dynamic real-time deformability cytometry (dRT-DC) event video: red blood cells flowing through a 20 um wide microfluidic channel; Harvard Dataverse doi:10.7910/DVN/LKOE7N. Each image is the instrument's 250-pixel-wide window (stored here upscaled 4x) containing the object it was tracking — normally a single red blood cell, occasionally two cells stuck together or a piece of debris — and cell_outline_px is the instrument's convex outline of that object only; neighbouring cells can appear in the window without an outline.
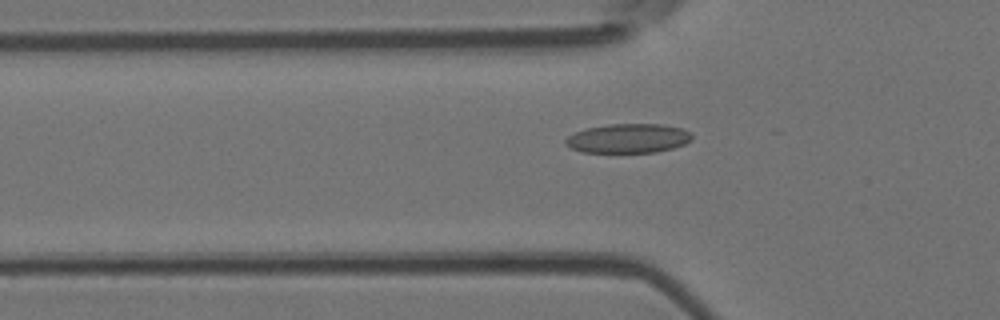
{"species": "Egyptian fruit bat (a non-hibernating species)", "species_latin": "Rousettus aegyptiacus", "temperature_condition": "room temperature", "stored_images_in_passage": 14, "camera_frame_rate_fps": 3000, "um_per_image_px": 0.085, "animal": {"sex": "female"}, "frame": {"image": 1, "passage_image": 5, "time_ms": 1.333, "image_size_px": [1000, 320], "cell_outline_px": [[692, 140], [684, 144], [672, 148], [656, 152], [580, 152], [564, 144], [564, 140], [568, 136], [576, 132], [588, 128], [608, 124], [664, 124], [684, 128], [692, 132]], "centroid_in_image_um": [53.43, 11.75], "position_along_channel_um": 72.4, "area_um2": 21.68}}
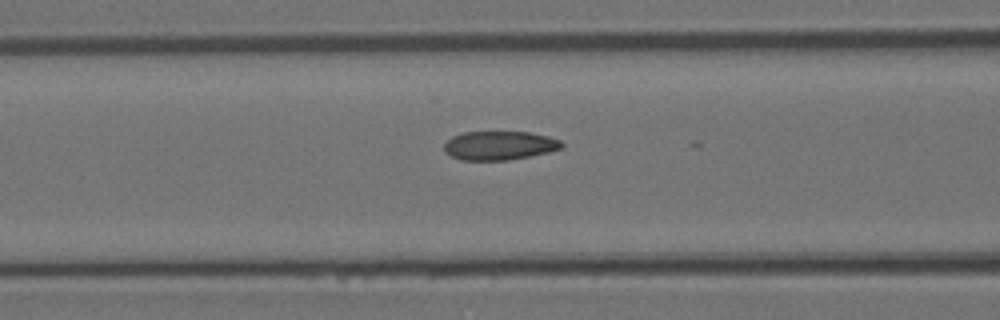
{"frame": {"image": 2, "passage_image": 9, "time_ms": 2.667, "image_size_px": [1000, 320], "cell_outline_px": [[564, 144], [560, 148], [548, 152], [508, 160], [460, 160], [444, 152], [444, 144], [452, 136], [464, 132], [528, 132], [548, 136], [560, 140]], "centroid_in_image_um": [42.42, 12.37], "position_along_channel_um": 124.2, "area_um2": 19.65}}
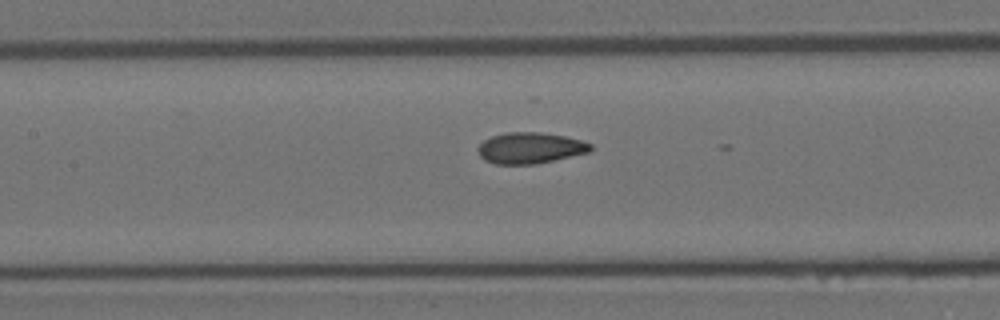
{"frame": {"image": 3, "passage_image": 12, "time_ms": 3.667, "image_size_px": [1000, 320], "cell_outline_px": [[592, 148], [588, 152], [536, 164], [496, 164], [484, 160], [480, 156], [476, 148], [484, 140], [492, 136], [508, 132], [540, 132], [564, 136], [580, 140], [592, 144]], "centroid_in_image_um": [45.03, 12.58], "position_along_channel_um": 162.4, "area_um2": 20.29}}